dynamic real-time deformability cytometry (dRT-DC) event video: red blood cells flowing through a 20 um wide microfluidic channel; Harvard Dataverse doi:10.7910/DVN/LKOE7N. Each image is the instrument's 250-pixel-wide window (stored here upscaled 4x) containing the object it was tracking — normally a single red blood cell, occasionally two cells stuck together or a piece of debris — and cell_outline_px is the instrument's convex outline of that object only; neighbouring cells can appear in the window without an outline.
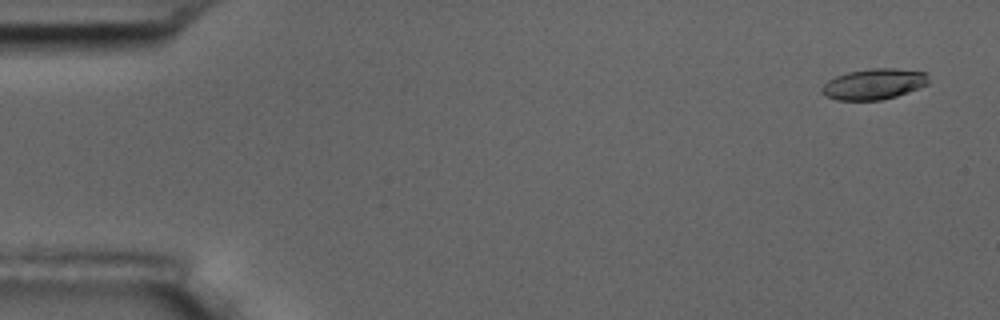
{"species": "common noctule bat (a hibernating species)", "species_latin": "Nyctalus noctula", "temperature_condition": "room temperature", "stored_images_in_passage": 56, "camera_frame_rate_fps": 3000, "um_per_image_px": 0.085, "animal": {"sex": "male", "body_mass_g": 17.5, "forearm_length_mm": 52.3}, "frame": {"image": 1, "passage_image": 3, "time_ms": 0.667, "image_size_px": [1000, 320], "cell_outline_px": [[928, 84], [908, 92], [896, 96], [880, 100], [836, 100], [824, 96], [820, 92], [820, 88], [828, 80], [836, 76], [848, 72], [872, 68], [896, 68], [924, 72], [928, 76]], "centroid_in_image_um": [74.24, 7.15], "position_along_channel_um": 10.8, "area_um2": 19.19}}
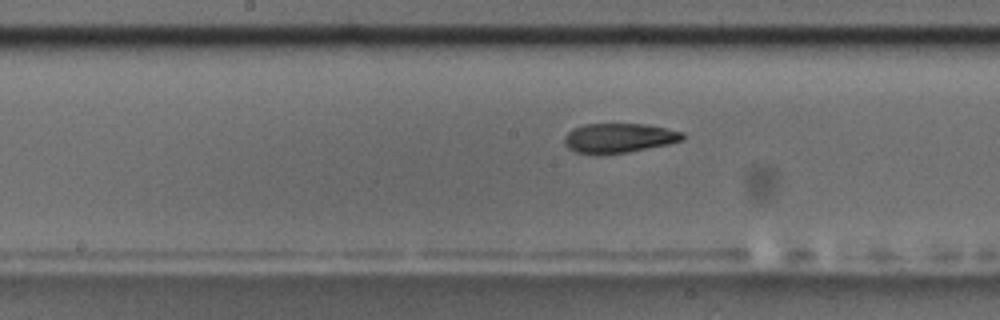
{"frame": {"image": 2, "passage_image": 29, "time_ms": 9.333, "image_size_px": [1000, 320], "cell_outline_px": [[684, 140], [668, 144], [628, 152], [600, 156], [576, 152], [568, 148], [564, 144], [564, 136], [572, 128], [584, 124], [644, 124], [684, 132]], "centroid_in_image_um": [52.56, 11.75], "position_along_channel_um": 195.6, "area_um2": 20.63}}
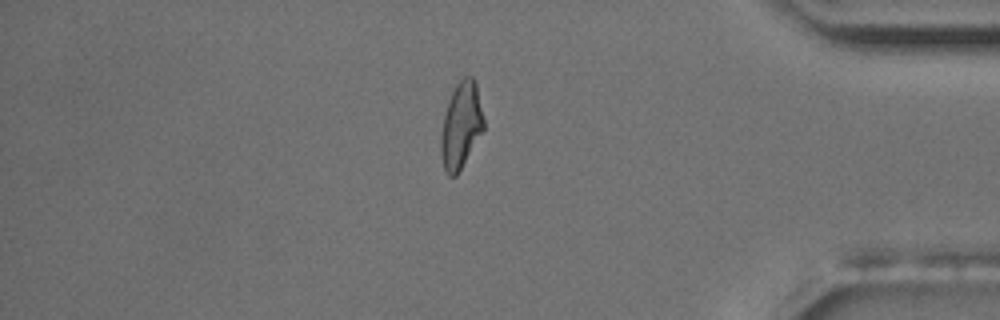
{"frame": {"image": 3, "passage_image": 48, "time_ms": 15.667, "image_size_px": [1000, 320], "cell_outline_px": [[484, 132], [456, 176], [448, 176], [444, 168], [440, 156], [440, 136], [444, 116], [452, 92], [456, 84], [464, 76], [472, 76], [476, 84], [484, 120]], "centroid_in_image_um": [39.19, 10.7], "position_along_channel_um": 396.0, "area_um2": 21.56}, "authors_computed_cell_mechanics": {"area_um2": 20.808, "velocity_mm_per_s": 3.6409, "shape_relaxation_time_tau1_ms": 4.7549, "shape_relaxation_time_tau2_ms": 2.7014, "deformation_change_tau1": 0.1912, "deformation_change_tau2": 0.1014}}